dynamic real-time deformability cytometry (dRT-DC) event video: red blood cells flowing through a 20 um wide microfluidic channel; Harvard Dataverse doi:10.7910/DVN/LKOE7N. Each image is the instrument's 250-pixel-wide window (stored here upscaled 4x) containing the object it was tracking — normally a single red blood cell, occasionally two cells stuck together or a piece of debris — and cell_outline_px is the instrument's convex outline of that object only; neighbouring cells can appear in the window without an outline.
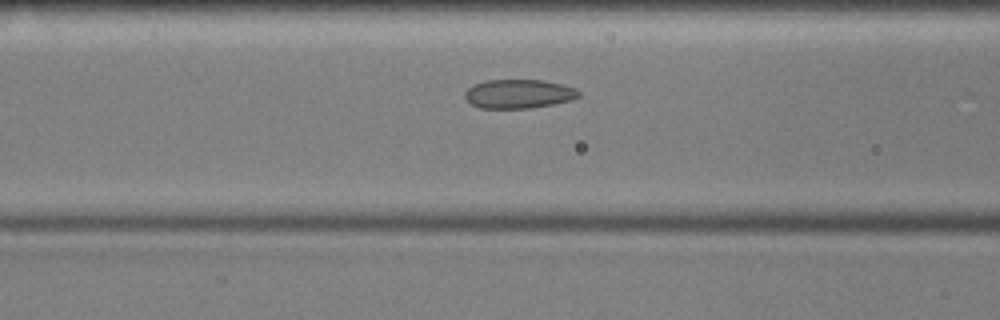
{"species": "common noctule bat (a hibernating species)", "species_latin": "Nyctalus noctula", "temperature_condition": "cold", "stored_images_in_passage": 49, "camera_frame_rate_fps": 3000, "um_per_image_px": 0.085, "animal": {"sex": "male", "body_mass_g": 17.9, "forearm_length_mm": 54.2}, "frame": {"image": 1, "passage_image": 15, "time_ms": 4.667, "image_size_px": [1000, 320], "cell_outline_px": [[580, 96], [572, 100], [532, 108], [480, 108], [472, 104], [464, 96], [464, 92], [468, 88], [484, 80], [544, 80], [576, 88], [580, 92]], "centroid_in_image_um": [44.1, 7.98], "position_along_channel_um": 122.5, "area_um2": 19.19}}
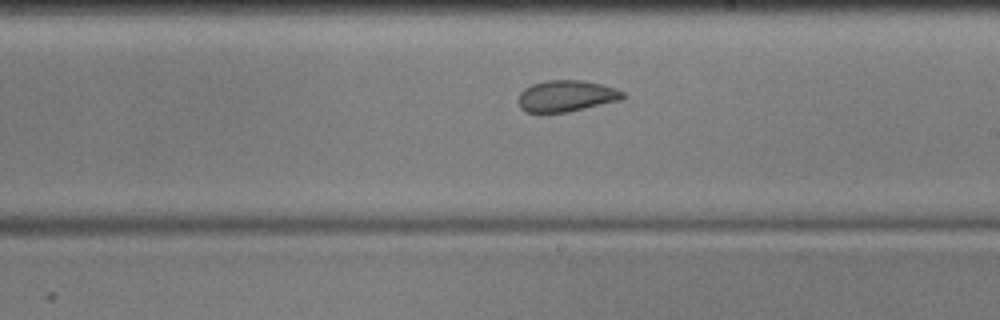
{"frame": {"image": 2, "passage_image": 25, "time_ms": 8.0, "image_size_px": [1000, 320], "cell_outline_px": [[624, 96], [620, 100], [568, 112], [524, 112], [520, 108], [516, 100], [520, 92], [524, 88], [532, 84], [544, 80], [584, 80], [616, 88], [624, 92]], "centroid_in_image_um": [48.08, 8.15], "position_along_channel_um": 240.9, "area_um2": 19.25}}
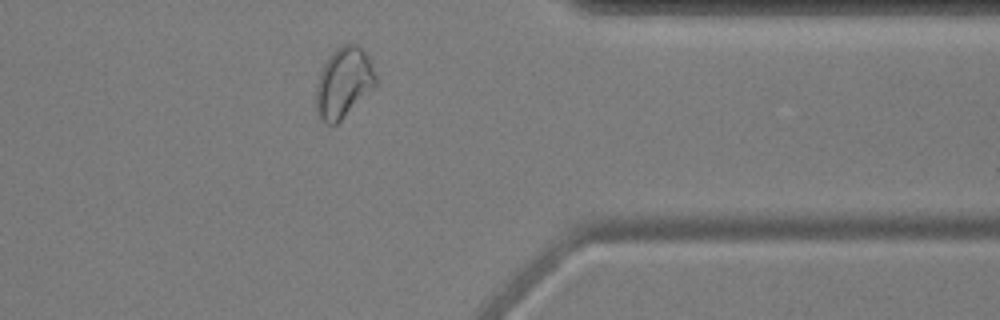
{"frame": {"image": 3, "passage_image": 38, "time_ms": 12.333, "image_size_px": [1000, 320], "cell_outline_px": [[376, 84], [336, 124], [324, 124], [316, 116], [316, 84], [320, 72], [324, 64], [332, 52], [340, 44], [356, 44], [368, 56], [372, 64], [376, 76]], "centroid_in_image_um": [29.17, 7.03], "position_along_channel_um": 382.2, "area_um2": 24.22}, "authors_computed_cell_mechanics": {"area_um2": 21.386, "velocity_mm_per_s": 3.557, "shape_relaxation_time_tau1_ms": null, "shape_relaxation_time_tau2_ms": 1.5423, "deformation_change_tau1": null, "deformation_change_tau2": 0.0527}}